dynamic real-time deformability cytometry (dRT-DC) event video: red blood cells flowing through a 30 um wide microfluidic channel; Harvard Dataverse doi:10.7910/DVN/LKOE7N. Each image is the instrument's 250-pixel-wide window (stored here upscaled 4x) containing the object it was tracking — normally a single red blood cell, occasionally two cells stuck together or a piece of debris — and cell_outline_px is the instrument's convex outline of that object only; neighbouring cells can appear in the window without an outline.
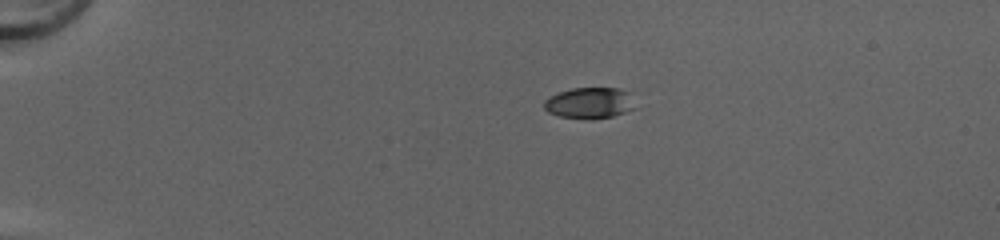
{"species": "common noctule bat (a hibernating species)", "species_latin": "Nyctalus noctula", "temperature_condition": "cold", "stored_images_in_passage": 40, "camera_frame_rate_fps": 3000, "um_per_image_px": 0.085, "animal": {"sex": "female", "body_mass_g": 20.0, "forearm_length_mm": 54.0}, "frame": {"image": 1, "passage_image": 1, "time_ms": 0.0, "image_size_px": [1000, 240], "cell_outline_px": [[636, 108], [612, 116], [592, 120], [588, 120], [560, 116], [548, 112], [544, 108], [544, 100], [548, 96], [572, 88], [616, 88], [632, 92]], "centroid_in_image_um": [50.14, 8.75], "position_along_channel_um": 34.9, "area_um2": 16.82}}
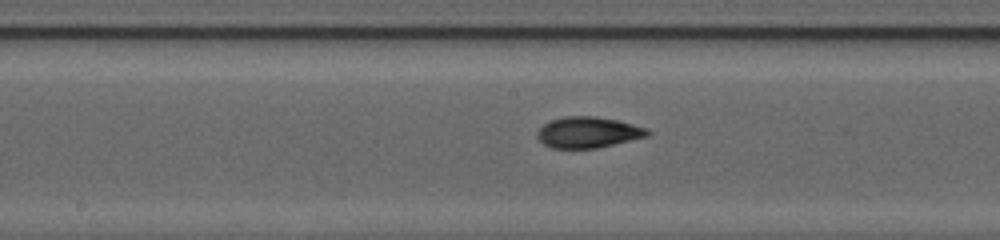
{"frame": {"image": 2, "passage_image": 18, "time_ms": 5.667, "image_size_px": [1000, 240], "cell_outline_px": [[652, 132], [648, 136], [596, 148], [552, 148], [544, 144], [536, 136], [536, 132], [544, 124], [552, 120], [564, 116], [596, 116], [616, 120], [648, 128]], "centroid_in_image_um": [49.99, 11.24], "position_along_channel_um": 198.2, "area_um2": 19.83}}
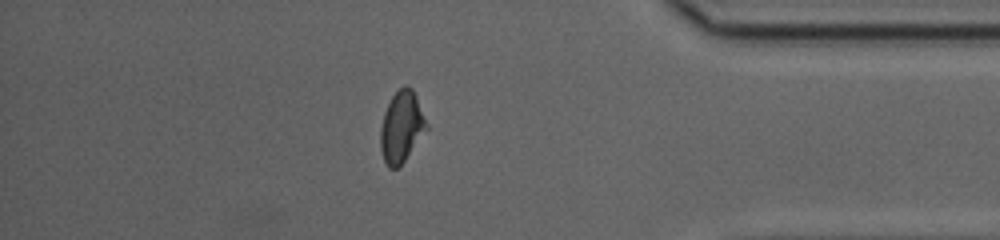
{"frame": {"image": 3, "passage_image": 34, "time_ms": 11.0, "image_size_px": [1000, 240], "cell_outline_px": [[428, 128], [404, 160], [396, 168], [388, 168], [384, 160], [380, 148], [380, 128], [384, 112], [392, 96], [404, 84], [408, 84], [412, 88], [416, 96], [428, 124]], "centroid_in_image_um": [34.12, 10.75], "position_along_channel_um": 401.1, "area_um2": 18.96}, "authors_computed_cell_mechanics": {"area_um2": 19.363, "velocity_mm_per_s": 4.2331, "shape_relaxation_time_tau1_ms": 6.2723, "shape_relaxation_time_tau2_ms": 1.798, "deformation_change_tau1": 0.1974, "deformation_change_tau2": 0.0723}}